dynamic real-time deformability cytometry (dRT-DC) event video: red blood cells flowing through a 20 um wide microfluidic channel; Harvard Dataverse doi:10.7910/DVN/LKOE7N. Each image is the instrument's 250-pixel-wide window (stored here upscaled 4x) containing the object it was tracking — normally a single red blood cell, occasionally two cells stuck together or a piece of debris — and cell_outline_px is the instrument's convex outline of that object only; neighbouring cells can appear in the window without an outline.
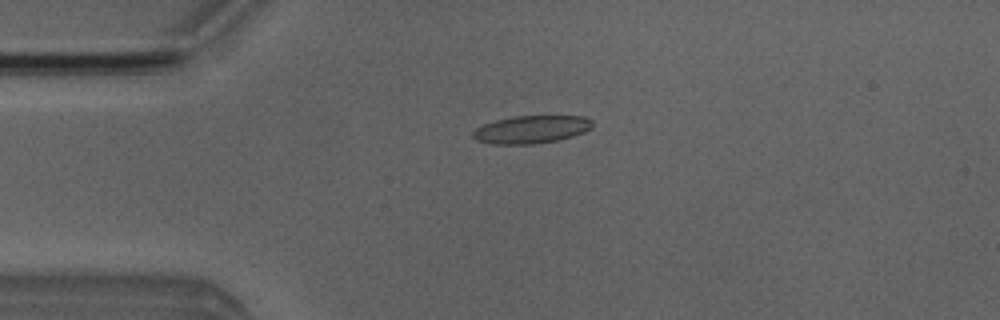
{"species": "Egyptian fruit bat (a non-hibernating species)", "species_latin": "Rousettus aegyptiacus", "temperature_condition": "room temperature", "stored_images_in_passage": 7, "camera_frame_rate_fps": 3000, "um_per_image_px": 0.085, "animal": {"sex": "male"}, "frame": {"image": 1, "passage_image": 1, "time_ms": 0.0, "image_size_px": [1000, 320], "cell_outline_px": [[592, 124], [584, 132], [560, 140], [532, 144], [492, 144], [476, 140], [472, 136], [472, 132], [476, 128], [484, 124], [496, 120], [512, 116], [584, 116], [592, 120]], "centroid_in_image_um": [45.13, 11.0], "position_along_channel_um": 39.9, "area_um2": 19.31}}
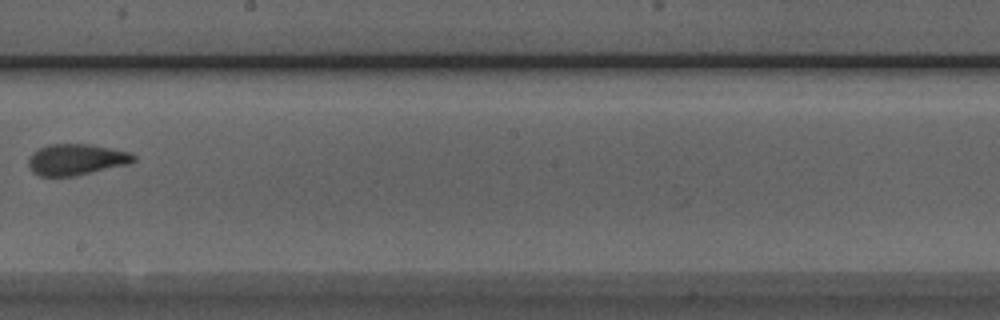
{"frame": {"image": 2, "passage_image": 6, "time_ms": 5.667, "image_size_px": [1000, 320], "cell_outline_px": [[136, 160], [128, 164], [76, 176], [40, 176], [32, 172], [28, 164], [28, 160], [32, 152], [48, 144], [92, 144], [128, 152], [136, 156]], "centroid_in_image_um": [6.47, 13.56], "position_along_channel_um": 241.7, "area_um2": 19.13}}
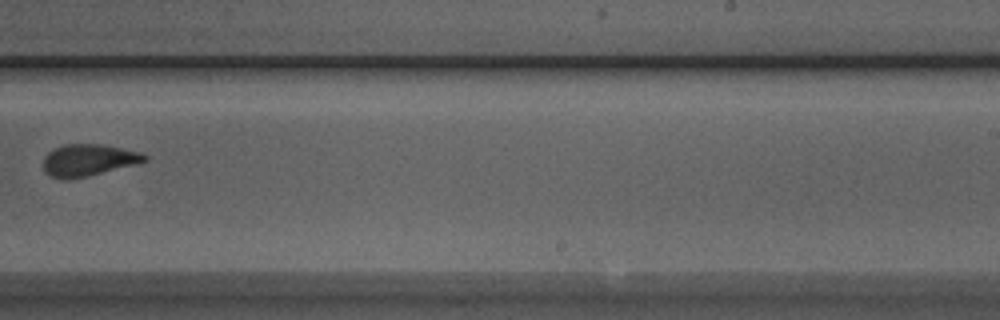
{"frame": {"image": 3, "passage_image": 7, "time_ms": 6.667, "image_size_px": [1000, 320], "cell_outline_px": [[148, 160], [136, 164], [88, 176], [68, 180], [64, 180], [48, 176], [44, 172], [44, 156], [52, 148], [64, 144], [100, 144], [140, 152], [148, 156]], "centroid_in_image_um": [7.46, 13.62], "position_along_channel_um": 281.5, "area_um2": 18.96}}